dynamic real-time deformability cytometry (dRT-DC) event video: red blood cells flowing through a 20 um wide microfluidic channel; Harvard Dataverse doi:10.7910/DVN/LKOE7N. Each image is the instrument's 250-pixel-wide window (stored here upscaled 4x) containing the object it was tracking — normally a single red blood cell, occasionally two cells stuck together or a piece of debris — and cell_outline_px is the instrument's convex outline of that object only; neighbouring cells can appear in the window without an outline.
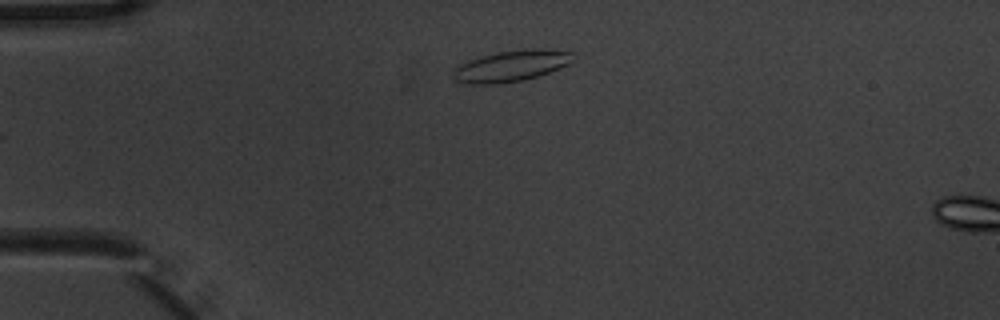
{"species": "common noctule bat (a hibernating species)", "species_latin": "Nyctalus noctula", "temperature_condition": "warm", "stored_images_in_passage": 5, "camera_frame_rate_fps": 3000, "um_per_image_px": 0.085, "animal": {"sex": "male", "body_mass_g": 20.1, "forearm_length_mm": 53.5}, "frame": {"image": 1, "passage_image": 5, "time_ms": 1.333, "image_size_px": [1000, 320], "cell_outline_px": [[572, 60], [568, 64], [560, 68], [524, 80], [496, 84], [468, 84], [456, 80], [452, 76], [452, 72], [460, 64], [484, 56], [500, 52], [532, 48], [544, 48], [572, 52]], "centroid_in_image_um": [43.46, 5.61], "position_along_channel_um": 41.5, "area_um2": 21.39}}